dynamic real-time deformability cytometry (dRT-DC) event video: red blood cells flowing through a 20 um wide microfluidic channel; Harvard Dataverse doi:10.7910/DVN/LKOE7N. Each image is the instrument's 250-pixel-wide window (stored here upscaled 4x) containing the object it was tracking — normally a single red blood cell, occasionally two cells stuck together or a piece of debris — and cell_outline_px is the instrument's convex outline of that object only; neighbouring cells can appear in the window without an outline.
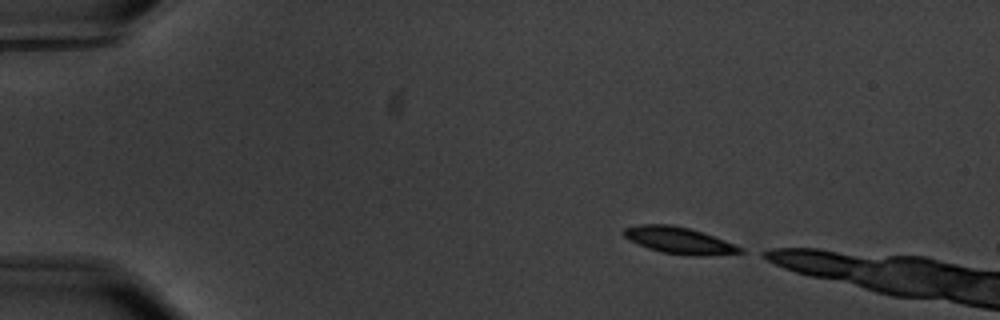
{"species": "common noctule bat (a hibernating species)", "species_latin": "Nyctalus noctula", "temperature_condition": "warm", "stored_images_in_passage": 40, "camera_frame_rate_fps": 3000, "um_per_image_px": 0.085, "animal": {"sex": "male", "body_mass_g": 20.1, "forearm_length_mm": 53.5}, "frame": {"image": 1, "passage_image": 1, "time_ms": 0.0, "image_size_px": [1000, 320], "cell_outline_px": [[744, 252], [704, 256], [692, 256], [660, 252], [648, 248], [624, 236], [624, 228], [640, 224], [672, 224], [688, 228], [724, 240], [744, 248]], "centroid_in_image_um": [57.74, 20.44], "position_along_channel_um": 27.3, "area_um2": 17.8}}
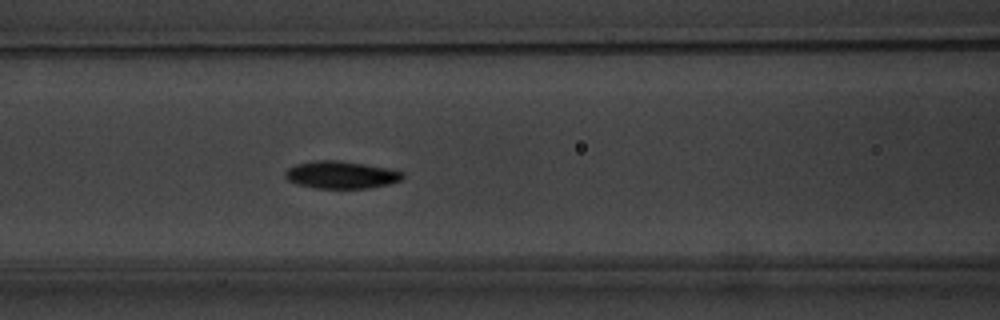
{"frame": {"image": 2, "passage_image": 17, "time_ms": 5.333, "image_size_px": [1000, 320], "cell_outline_px": [[404, 176], [400, 180], [388, 184], [368, 188], [312, 188], [296, 184], [288, 180], [284, 176], [284, 172], [288, 168], [296, 164], [316, 160], [336, 160], [364, 164], [388, 168], [404, 172]], "centroid_in_image_um": [28.96, 14.86], "position_along_channel_um": 137.6, "area_um2": 18.79}}
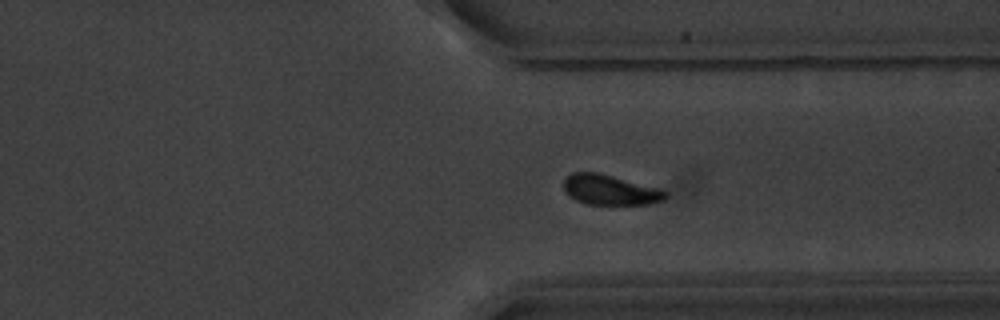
{"frame": {"image": 3, "passage_image": 36, "time_ms": 11.667, "image_size_px": [1000, 320], "cell_outline_px": [[668, 196], [664, 200], [648, 204], [588, 204], [576, 200], [568, 196], [564, 192], [564, 180], [572, 172], [596, 172], [660, 188], [668, 192]], "centroid_in_image_um": [51.86, 16.14], "position_along_channel_um": 359.5, "area_um2": 17.86}}